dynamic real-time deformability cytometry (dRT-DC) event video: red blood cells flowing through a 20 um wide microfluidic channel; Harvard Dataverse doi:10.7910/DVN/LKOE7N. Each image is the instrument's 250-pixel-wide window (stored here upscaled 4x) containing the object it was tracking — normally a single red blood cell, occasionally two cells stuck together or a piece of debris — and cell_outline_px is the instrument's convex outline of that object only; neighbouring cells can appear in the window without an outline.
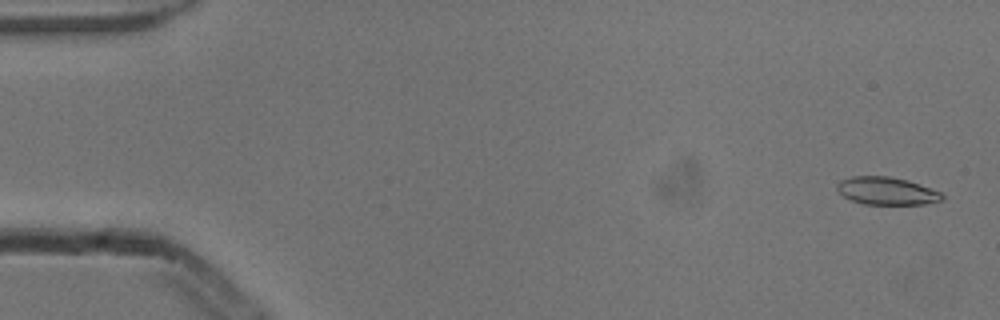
{"species": "common noctule bat (a hibernating species)", "species_latin": "Nyctalus noctula", "temperature_condition": "cold", "stored_images_in_passage": 53, "camera_frame_rate_fps": 3000, "um_per_image_px": 0.085, "animal": {"sex": "male", "body_mass_g": 13.3}, "frame": {"image": 1, "passage_image": 2, "time_ms": 0.333, "image_size_px": [1000, 320], "cell_outline_px": [[944, 200], [924, 204], [864, 204], [852, 200], [844, 196], [836, 188], [836, 184], [840, 180], [852, 176], [888, 176], [908, 180], [920, 184], [940, 192], [944, 196]], "centroid_in_image_um": [75.37, 16.22], "position_along_channel_um": 9.6, "area_um2": 16.94}}
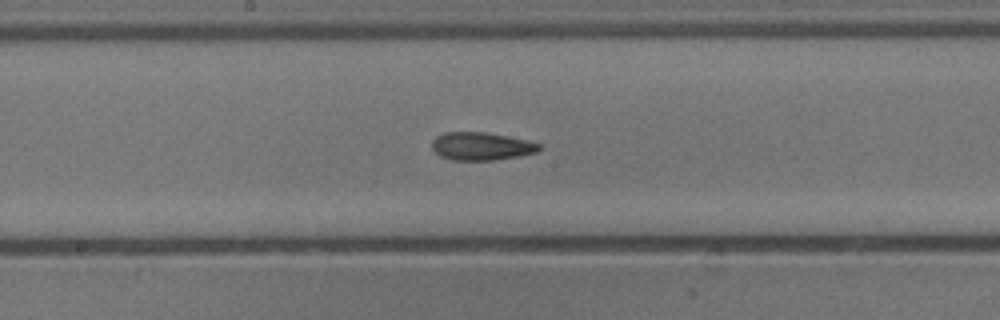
{"frame": {"image": 2, "passage_image": 28, "time_ms": 9.0, "image_size_px": [1000, 320], "cell_outline_px": [[540, 148], [536, 152], [520, 156], [492, 160], [452, 160], [440, 156], [432, 148], [432, 140], [436, 136], [444, 132], [484, 132], [528, 140], [540, 144]], "centroid_in_image_um": [40.89, 12.43], "position_along_channel_um": 207.3, "area_um2": 17.4}}
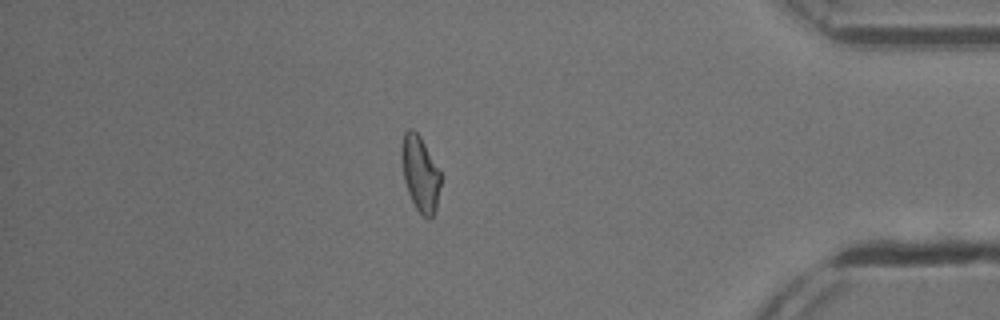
{"frame": {"image": 3, "passage_image": 46, "time_ms": 15.0, "image_size_px": [1000, 320], "cell_outline_px": [[440, 184], [436, 208], [432, 220], [428, 220], [416, 208], [408, 192], [404, 180], [400, 156], [404, 132], [408, 128], [412, 128], [420, 136], [440, 172]], "centroid_in_image_um": [35.7, 14.76], "position_along_channel_um": 399.5, "area_um2": 17.05}, "authors_computed_cell_mechanics": {"area_um2": 17.4556, "velocity_mm_per_s": 3.8611, "shape_relaxation_time_tau1_ms": 7.7588, "shape_relaxation_time_tau2_ms": 2.5582, "deformation_change_tau1": 0.2028, "deformation_change_tau2": 0.0901}}